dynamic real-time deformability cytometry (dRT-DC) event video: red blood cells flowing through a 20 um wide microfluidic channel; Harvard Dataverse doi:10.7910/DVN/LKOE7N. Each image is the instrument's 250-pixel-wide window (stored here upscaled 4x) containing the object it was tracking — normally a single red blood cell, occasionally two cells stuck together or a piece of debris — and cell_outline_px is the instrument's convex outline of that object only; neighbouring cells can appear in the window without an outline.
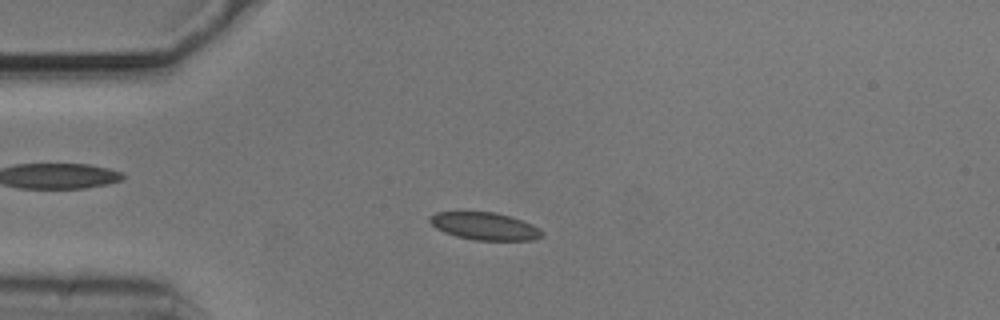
{"species": "common noctule bat (a hibernating species)", "species_latin": "Nyctalus noctula", "temperature_condition": "cold", "stored_images_in_passage": 49, "camera_frame_rate_fps": 3000, "um_per_image_px": 0.085, "animal": {"sex": "male", "body_mass_g": 20.5, "forearm_length_mm": 52.5}, "frame": {"image": 1, "passage_image": 14, "time_ms": 4.333, "image_size_px": [1000, 320], "cell_outline_px": [[544, 236], [532, 240], [476, 240], [456, 236], [444, 232], [436, 228], [428, 220], [428, 216], [436, 212], [496, 212], [532, 224], [540, 228], [544, 232]], "centroid_in_image_um": [41.2, 19.23], "position_along_channel_um": 43.8, "area_um2": 17.98}}
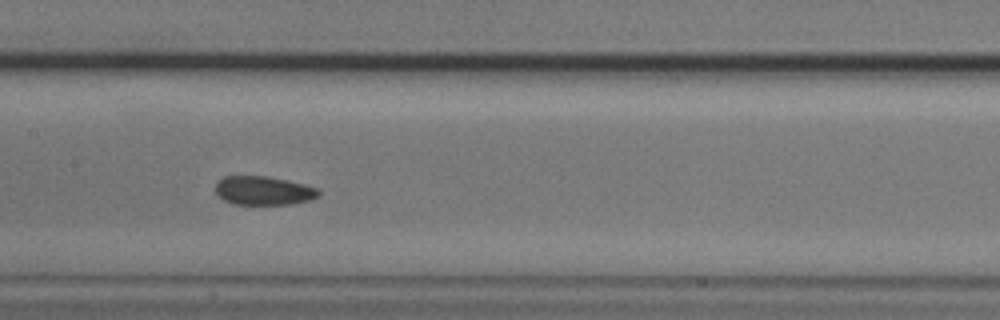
{"frame": {"image": 2, "passage_image": 27, "time_ms": 8.667, "image_size_px": [1000, 320], "cell_outline_px": [[320, 196], [312, 200], [288, 204], [232, 204], [224, 200], [216, 192], [216, 184], [224, 176], [268, 176], [304, 184], [320, 188]], "centroid_in_image_um": [22.45, 16.2], "position_along_channel_um": 184.9, "area_um2": 17.34}}
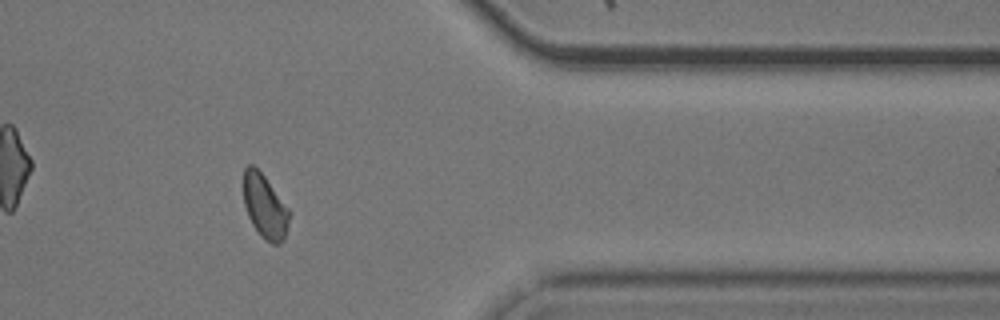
{"frame": {"image": 3, "passage_image": 45, "time_ms": 14.667, "image_size_px": [1000, 320], "cell_outline_px": [[292, 212], [284, 240], [280, 244], [272, 244], [260, 236], [252, 224], [248, 216], [244, 204], [244, 168], [248, 164], [252, 164], [264, 176]], "centroid_in_image_um": [22.54, 17.58], "position_along_channel_um": 388.9, "area_um2": 17.17}}